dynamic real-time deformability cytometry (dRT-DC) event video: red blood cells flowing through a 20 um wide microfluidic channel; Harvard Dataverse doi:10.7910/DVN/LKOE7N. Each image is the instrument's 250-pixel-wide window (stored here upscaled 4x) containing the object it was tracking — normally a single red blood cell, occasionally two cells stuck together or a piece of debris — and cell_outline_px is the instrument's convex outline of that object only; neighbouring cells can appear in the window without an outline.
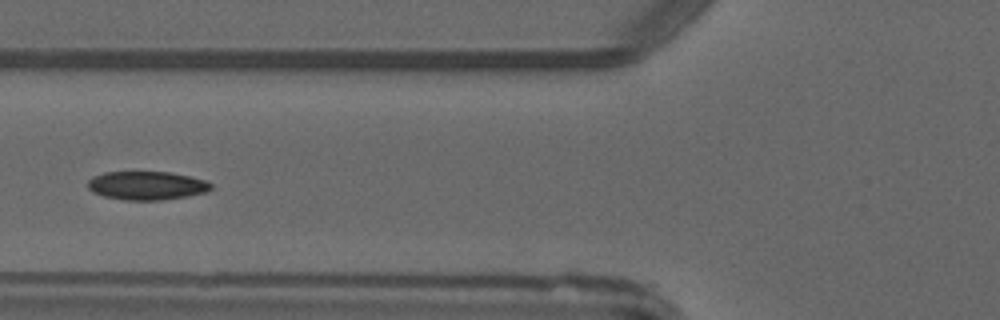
{"species": "common noctule bat (a hibernating species)", "species_latin": "Nyctalus noctula", "temperature_condition": "warm", "stored_images_in_passage": 5, "camera_frame_rate_fps": 3000, "um_per_image_px": 0.085, "animal": {"sex": "male", "forearm_length_mm": 52.5}, "frame": {"image": 1, "passage_image": 4, "time_ms": 4.667, "image_size_px": [1000, 320], "cell_outline_px": [[212, 188], [204, 192], [188, 196], [160, 200], [124, 200], [104, 196], [92, 192], [88, 188], [88, 180], [92, 176], [104, 172], [172, 172], [204, 180], [212, 184]], "centroid_in_image_um": [12.44, 15.77], "position_along_channel_um": 113.4, "area_um2": 20.46}}